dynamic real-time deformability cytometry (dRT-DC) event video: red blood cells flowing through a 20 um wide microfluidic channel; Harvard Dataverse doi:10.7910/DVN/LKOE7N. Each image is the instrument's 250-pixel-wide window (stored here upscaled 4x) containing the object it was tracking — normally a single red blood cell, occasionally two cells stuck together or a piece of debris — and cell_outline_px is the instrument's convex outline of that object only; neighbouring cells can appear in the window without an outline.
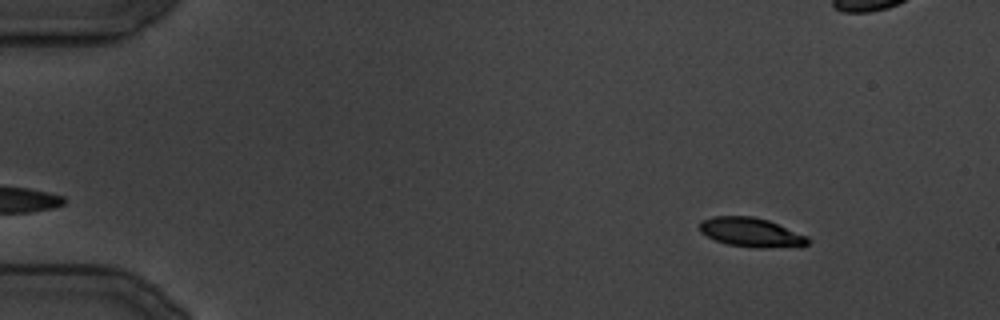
{"species": "common noctule bat (a hibernating species)", "species_latin": "Nyctalus noctula", "temperature_condition": "cold", "stored_images_in_passage": 119, "camera_frame_rate_fps": 3000, "um_per_image_px": 0.085, "animal": {"sex": "male", "body_mass_g": 19.5, "forearm_length_mm": 54.6}, "frame": {"image": 1, "passage_image": 7, "time_ms": 2.0, "image_size_px": [1000, 320], "cell_outline_px": [[812, 240], [808, 244], [800, 248], [752, 248], [728, 244], [716, 240], [700, 232], [700, 220], [712, 216], [752, 216], [768, 220], [808, 236]], "centroid_in_image_um": [63.92, 19.77], "position_along_channel_um": 21.1, "area_um2": 18.84}}
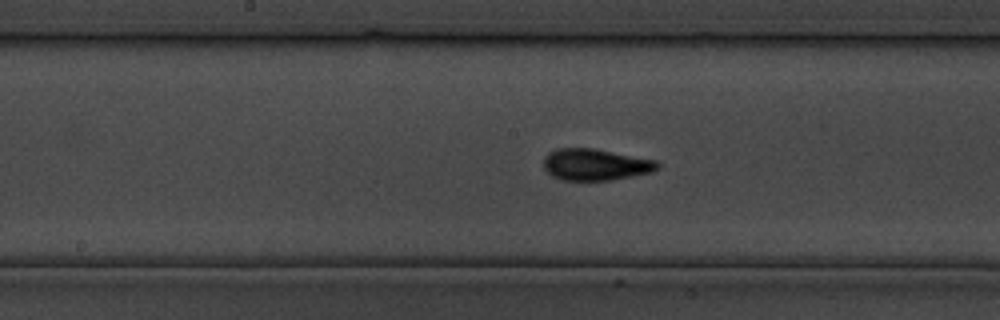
{"frame": {"image": 2, "passage_image": 58, "time_ms": 19.0, "image_size_px": [1000, 320], "cell_outline_px": [[660, 164], [652, 172], [612, 180], [560, 180], [552, 176], [544, 168], [544, 156], [548, 152], [556, 148], [592, 148], [656, 160]], "centroid_in_image_um": [50.57, 13.99], "position_along_channel_um": 197.6, "area_um2": 20.92}}
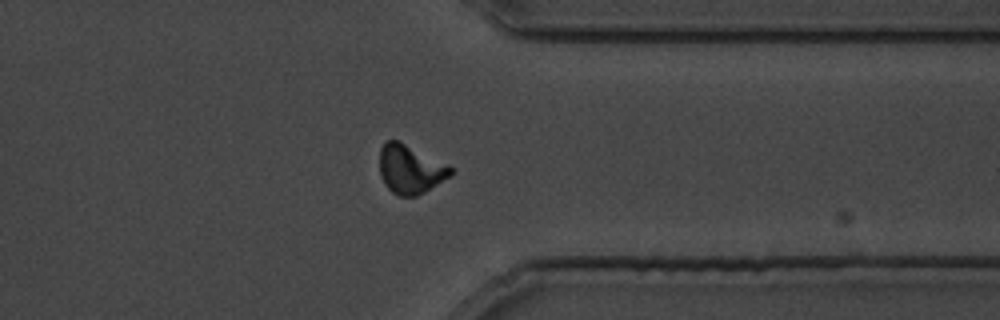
{"frame": {"image": 3, "passage_image": 92, "time_ms": 30.333, "image_size_px": [1000, 320], "cell_outline_px": [[452, 176], [424, 192], [416, 196], [400, 196], [392, 192], [384, 184], [380, 176], [380, 148], [388, 140], [400, 140], [448, 164], [452, 168]], "centroid_in_image_um": [34.88, 14.38], "position_along_channel_um": 376.5, "area_um2": 20.4}}